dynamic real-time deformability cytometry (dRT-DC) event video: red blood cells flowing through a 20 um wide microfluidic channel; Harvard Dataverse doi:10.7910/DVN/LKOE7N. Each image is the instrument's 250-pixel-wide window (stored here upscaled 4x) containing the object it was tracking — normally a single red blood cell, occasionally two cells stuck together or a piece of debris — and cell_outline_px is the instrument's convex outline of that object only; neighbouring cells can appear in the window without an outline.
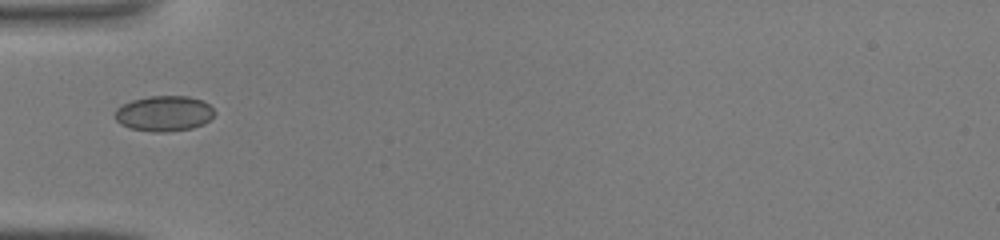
{"species": "common noctule bat (a hibernating species)", "species_latin": "Nyctalus noctula", "temperature_condition": "warm", "stored_images_in_passage": 30, "camera_frame_rate_fps": 3000, "um_per_image_px": 0.085, "animal": {"sex": "male", "body_mass_g": 19.0, "forearm_length_mm": 50.8}, "frame": {"image": 1, "passage_image": 1, "time_ms": 0.0, "image_size_px": [1000, 240], "cell_outline_px": [[216, 112], [204, 124], [192, 128], [168, 132], [152, 132], [132, 128], [120, 124], [112, 116], [116, 108], [132, 100], [148, 96], [188, 96], [200, 100], [208, 104]], "centroid_in_image_um": [13.91, 9.65], "position_along_channel_um": 71.1, "area_um2": 20.63}}
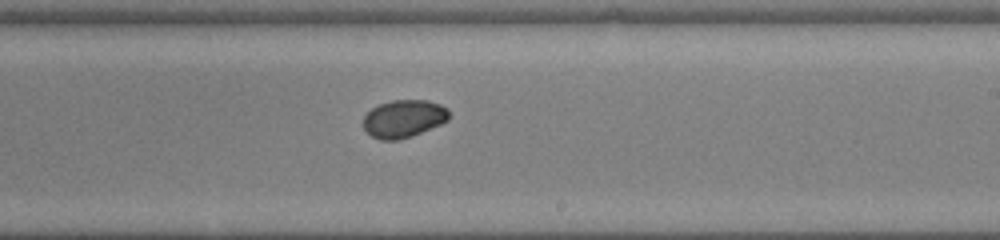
{"frame": {"image": 2, "passage_image": 13, "time_ms": 4.0, "image_size_px": [1000, 240], "cell_outline_px": [[448, 120], [440, 124], [420, 132], [396, 140], [380, 140], [372, 136], [364, 128], [364, 116], [372, 108], [380, 104], [392, 100], [428, 100], [440, 104], [448, 108]], "centroid_in_image_um": [34.31, 10.07], "position_along_channel_um": 254.7, "area_um2": 18.5}}
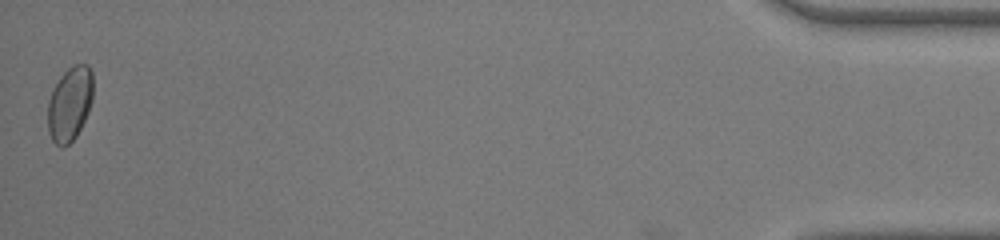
{"frame": {"image": 3, "passage_image": 30, "time_ms": 9.667, "image_size_px": [1000, 240], "cell_outline_px": [[92, 100], [88, 112], [76, 136], [64, 148], [60, 148], [52, 140], [48, 132], [48, 100], [52, 88], [60, 76], [72, 64], [88, 64], [92, 72]], "centroid_in_image_um": [5.91, 8.81], "position_along_channel_um": 429.3, "area_um2": 19.77}}